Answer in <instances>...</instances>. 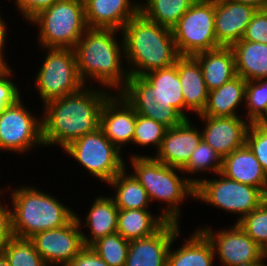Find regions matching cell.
<instances>
[{"instance_id": "6da1fadb", "label": "cell", "mask_w": 267, "mask_h": 266, "mask_svg": "<svg viewBox=\"0 0 267 266\" xmlns=\"http://www.w3.org/2000/svg\"><path fill=\"white\" fill-rule=\"evenodd\" d=\"M86 86L43 104L42 136L45 147L59 145L63 149L99 128L101 108L112 92L100 86L99 89L93 88V85Z\"/></svg>"}, {"instance_id": "7a4b0ae2", "label": "cell", "mask_w": 267, "mask_h": 266, "mask_svg": "<svg viewBox=\"0 0 267 266\" xmlns=\"http://www.w3.org/2000/svg\"><path fill=\"white\" fill-rule=\"evenodd\" d=\"M137 114L173 128L189 119L185 114L177 66L151 71L141 77L129 76L120 92Z\"/></svg>"}, {"instance_id": "3957f363", "label": "cell", "mask_w": 267, "mask_h": 266, "mask_svg": "<svg viewBox=\"0 0 267 266\" xmlns=\"http://www.w3.org/2000/svg\"><path fill=\"white\" fill-rule=\"evenodd\" d=\"M118 30L87 28L73 48L79 78L94 80L101 88L120 93L126 86L129 73L121 65L124 59L123 40L115 37ZM123 53V55H122ZM111 88V89H109ZM113 89V90H112Z\"/></svg>"}, {"instance_id": "277c9868", "label": "cell", "mask_w": 267, "mask_h": 266, "mask_svg": "<svg viewBox=\"0 0 267 266\" xmlns=\"http://www.w3.org/2000/svg\"><path fill=\"white\" fill-rule=\"evenodd\" d=\"M129 76H143L168 68L180 57L172 29L152 22L140 12L121 29Z\"/></svg>"}, {"instance_id": "5b68a950", "label": "cell", "mask_w": 267, "mask_h": 266, "mask_svg": "<svg viewBox=\"0 0 267 266\" xmlns=\"http://www.w3.org/2000/svg\"><path fill=\"white\" fill-rule=\"evenodd\" d=\"M130 158L132 174L146 190L150 202H165L167 207L160 215L168 222L180 223L179 205L186 197L195 199L197 179L180 177L177 173L182 172L180 168L166 165L153 156L133 154Z\"/></svg>"}, {"instance_id": "8992f818", "label": "cell", "mask_w": 267, "mask_h": 266, "mask_svg": "<svg viewBox=\"0 0 267 266\" xmlns=\"http://www.w3.org/2000/svg\"><path fill=\"white\" fill-rule=\"evenodd\" d=\"M10 195L13 236L30 239L36 233L63 227L75 217V212L57 197L35 186L11 189Z\"/></svg>"}, {"instance_id": "52a82bcc", "label": "cell", "mask_w": 267, "mask_h": 266, "mask_svg": "<svg viewBox=\"0 0 267 266\" xmlns=\"http://www.w3.org/2000/svg\"><path fill=\"white\" fill-rule=\"evenodd\" d=\"M29 22L39 26L38 43L42 49H73L87 29L84 1L58 0Z\"/></svg>"}, {"instance_id": "ba28073f", "label": "cell", "mask_w": 267, "mask_h": 266, "mask_svg": "<svg viewBox=\"0 0 267 266\" xmlns=\"http://www.w3.org/2000/svg\"><path fill=\"white\" fill-rule=\"evenodd\" d=\"M215 0H196L172 28L174 42L180 56L221 47L216 40Z\"/></svg>"}, {"instance_id": "9c48e42d", "label": "cell", "mask_w": 267, "mask_h": 266, "mask_svg": "<svg viewBox=\"0 0 267 266\" xmlns=\"http://www.w3.org/2000/svg\"><path fill=\"white\" fill-rule=\"evenodd\" d=\"M218 175V179H197L195 199L229 213L240 214L237 222L267 198L257 187L231 180L221 173Z\"/></svg>"}, {"instance_id": "30bf717a", "label": "cell", "mask_w": 267, "mask_h": 266, "mask_svg": "<svg viewBox=\"0 0 267 266\" xmlns=\"http://www.w3.org/2000/svg\"><path fill=\"white\" fill-rule=\"evenodd\" d=\"M62 151L69 154L91 175L109 183L125 167L121 151L98 128L68 144Z\"/></svg>"}, {"instance_id": "8fae6325", "label": "cell", "mask_w": 267, "mask_h": 266, "mask_svg": "<svg viewBox=\"0 0 267 266\" xmlns=\"http://www.w3.org/2000/svg\"><path fill=\"white\" fill-rule=\"evenodd\" d=\"M46 50L48 54L34 80L43 104L73 94L85 86L79 78L73 49Z\"/></svg>"}, {"instance_id": "7c38bea8", "label": "cell", "mask_w": 267, "mask_h": 266, "mask_svg": "<svg viewBox=\"0 0 267 266\" xmlns=\"http://www.w3.org/2000/svg\"><path fill=\"white\" fill-rule=\"evenodd\" d=\"M21 99L0 114V150L15 154L44 147L42 118L32 115Z\"/></svg>"}, {"instance_id": "4fadbf2b", "label": "cell", "mask_w": 267, "mask_h": 266, "mask_svg": "<svg viewBox=\"0 0 267 266\" xmlns=\"http://www.w3.org/2000/svg\"><path fill=\"white\" fill-rule=\"evenodd\" d=\"M80 219L75 213L65 226L36 233L30 238L48 266H65L85 247Z\"/></svg>"}, {"instance_id": "5bb4252c", "label": "cell", "mask_w": 267, "mask_h": 266, "mask_svg": "<svg viewBox=\"0 0 267 266\" xmlns=\"http://www.w3.org/2000/svg\"><path fill=\"white\" fill-rule=\"evenodd\" d=\"M230 227L217 232L208 226L198 228L212 243L223 266H249L264 258V250L237 223Z\"/></svg>"}, {"instance_id": "9a60e30c", "label": "cell", "mask_w": 267, "mask_h": 266, "mask_svg": "<svg viewBox=\"0 0 267 266\" xmlns=\"http://www.w3.org/2000/svg\"><path fill=\"white\" fill-rule=\"evenodd\" d=\"M137 113L119 93H112L100 111L99 128L121 151L126 143L133 142Z\"/></svg>"}, {"instance_id": "2e32d148", "label": "cell", "mask_w": 267, "mask_h": 266, "mask_svg": "<svg viewBox=\"0 0 267 266\" xmlns=\"http://www.w3.org/2000/svg\"><path fill=\"white\" fill-rule=\"evenodd\" d=\"M205 125L202 139L210 145L222 158L231 154L246 143V134L250 122L240 116L211 117L199 116Z\"/></svg>"}, {"instance_id": "e0dca14e", "label": "cell", "mask_w": 267, "mask_h": 266, "mask_svg": "<svg viewBox=\"0 0 267 266\" xmlns=\"http://www.w3.org/2000/svg\"><path fill=\"white\" fill-rule=\"evenodd\" d=\"M179 223L167 222L155 234L130 241L125 266H167L168 251Z\"/></svg>"}, {"instance_id": "ac0fdd59", "label": "cell", "mask_w": 267, "mask_h": 266, "mask_svg": "<svg viewBox=\"0 0 267 266\" xmlns=\"http://www.w3.org/2000/svg\"><path fill=\"white\" fill-rule=\"evenodd\" d=\"M192 125L191 120L186 119L178 126L167 128L161 146L153 157L166 165L182 169L202 140V132Z\"/></svg>"}, {"instance_id": "d6986e66", "label": "cell", "mask_w": 267, "mask_h": 266, "mask_svg": "<svg viewBox=\"0 0 267 266\" xmlns=\"http://www.w3.org/2000/svg\"><path fill=\"white\" fill-rule=\"evenodd\" d=\"M257 9L229 0H215L214 26L216 40L221 46L240 41Z\"/></svg>"}, {"instance_id": "ffe728a7", "label": "cell", "mask_w": 267, "mask_h": 266, "mask_svg": "<svg viewBox=\"0 0 267 266\" xmlns=\"http://www.w3.org/2000/svg\"><path fill=\"white\" fill-rule=\"evenodd\" d=\"M87 28L121 31L139 13V3L131 0H83Z\"/></svg>"}, {"instance_id": "44dd1931", "label": "cell", "mask_w": 267, "mask_h": 266, "mask_svg": "<svg viewBox=\"0 0 267 266\" xmlns=\"http://www.w3.org/2000/svg\"><path fill=\"white\" fill-rule=\"evenodd\" d=\"M220 173L231 180L257 187L267 196V174L246 144L223 157Z\"/></svg>"}, {"instance_id": "7402d4cb", "label": "cell", "mask_w": 267, "mask_h": 266, "mask_svg": "<svg viewBox=\"0 0 267 266\" xmlns=\"http://www.w3.org/2000/svg\"><path fill=\"white\" fill-rule=\"evenodd\" d=\"M175 65L186 111L191 110L197 115L202 114L207 105L209 91L199 62L193 56H180Z\"/></svg>"}, {"instance_id": "603a6c76", "label": "cell", "mask_w": 267, "mask_h": 266, "mask_svg": "<svg viewBox=\"0 0 267 266\" xmlns=\"http://www.w3.org/2000/svg\"><path fill=\"white\" fill-rule=\"evenodd\" d=\"M193 57L201 66L208 91L221 87L237 76L235 55L231 46L200 52Z\"/></svg>"}, {"instance_id": "cb8c5ba5", "label": "cell", "mask_w": 267, "mask_h": 266, "mask_svg": "<svg viewBox=\"0 0 267 266\" xmlns=\"http://www.w3.org/2000/svg\"><path fill=\"white\" fill-rule=\"evenodd\" d=\"M178 232L171 242L167 256V266H213L215 252L212 243L206 235L197 229L192 236L185 239L181 247L171 249L179 234Z\"/></svg>"}, {"instance_id": "d4e9b609", "label": "cell", "mask_w": 267, "mask_h": 266, "mask_svg": "<svg viewBox=\"0 0 267 266\" xmlns=\"http://www.w3.org/2000/svg\"><path fill=\"white\" fill-rule=\"evenodd\" d=\"M246 83L247 81L241 76H236L221 87L209 91L206 108L198 116H238L236 113L238 106L245 104Z\"/></svg>"}, {"instance_id": "484cf974", "label": "cell", "mask_w": 267, "mask_h": 266, "mask_svg": "<svg viewBox=\"0 0 267 266\" xmlns=\"http://www.w3.org/2000/svg\"><path fill=\"white\" fill-rule=\"evenodd\" d=\"M86 216L85 225L90 234L82 232L85 246H90L96 240L117 232L119 209L110 196H97Z\"/></svg>"}, {"instance_id": "4316f807", "label": "cell", "mask_w": 267, "mask_h": 266, "mask_svg": "<svg viewBox=\"0 0 267 266\" xmlns=\"http://www.w3.org/2000/svg\"><path fill=\"white\" fill-rule=\"evenodd\" d=\"M236 74L245 81L267 78V44L240 40L232 46Z\"/></svg>"}, {"instance_id": "83f0119b", "label": "cell", "mask_w": 267, "mask_h": 266, "mask_svg": "<svg viewBox=\"0 0 267 266\" xmlns=\"http://www.w3.org/2000/svg\"><path fill=\"white\" fill-rule=\"evenodd\" d=\"M167 222L163 216H154L148 209L119 210L117 232L132 241L155 234Z\"/></svg>"}, {"instance_id": "f1b7e54d", "label": "cell", "mask_w": 267, "mask_h": 266, "mask_svg": "<svg viewBox=\"0 0 267 266\" xmlns=\"http://www.w3.org/2000/svg\"><path fill=\"white\" fill-rule=\"evenodd\" d=\"M108 184L116 190L112 198L119 210L148 209L150 200L146 190L133 174H127L126 167Z\"/></svg>"}, {"instance_id": "f546056e", "label": "cell", "mask_w": 267, "mask_h": 266, "mask_svg": "<svg viewBox=\"0 0 267 266\" xmlns=\"http://www.w3.org/2000/svg\"><path fill=\"white\" fill-rule=\"evenodd\" d=\"M196 0H146L139 12L148 20L172 29Z\"/></svg>"}, {"instance_id": "4dcf8cb0", "label": "cell", "mask_w": 267, "mask_h": 266, "mask_svg": "<svg viewBox=\"0 0 267 266\" xmlns=\"http://www.w3.org/2000/svg\"><path fill=\"white\" fill-rule=\"evenodd\" d=\"M0 252L10 266H48L29 238L12 236Z\"/></svg>"}, {"instance_id": "1f68e13d", "label": "cell", "mask_w": 267, "mask_h": 266, "mask_svg": "<svg viewBox=\"0 0 267 266\" xmlns=\"http://www.w3.org/2000/svg\"><path fill=\"white\" fill-rule=\"evenodd\" d=\"M130 241L118 232L93 242L90 247L109 266H125Z\"/></svg>"}, {"instance_id": "d6a6232c", "label": "cell", "mask_w": 267, "mask_h": 266, "mask_svg": "<svg viewBox=\"0 0 267 266\" xmlns=\"http://www.w3.org/2000/svg\"><path fill=\"white\" fill-rule=\"evenodd\" d=\"M222 161V156L202 139L188 163L181 170L182 173L192 175L200 172L205 174L209 171L217 175L221 172Z\"/></svg>"}, {"instance_id": "836d02e7", "label": "cell", "mask_w": 267, "mask_h": 266, "mask_svg": "<svg viewBox=\"0 0 267 266\" xmlns=\"http://www.w3.org/2000/svg\"><path fill=\"white\" fill-rule=\"evenodd\" d=\"M236 223L259 247L267 248V198Z\"/></svg>"}, {"instance_id": "e575fe53", "label": "cell", "mask_w": 267, "mask_h": 266, "mask_svg": "<svg viewBox=\"0 0 267 266\" xmlns=\"http://www.w3.org/2000/svg\"><path fill=\"white\" fill-rule=\"evenodd\" d=\"M167 127L162 123L137 114L133 142L138 146H155L156 152L159 150Z\"/></svg>"}, {"instance_id": "d590c367", "label": "cell", "mask_w": 267, "mask_h": 266, "mask_svg": "<svg viewBox=\"0 0 267 266\" xmlns=\"http://www.w3.org/2000/svg\"><path fill=\"white\" fill-rule=\"evenodd\" d=\"M246 119L253 123L267 109V78L247 81L245 95Z\"/></svg>"}, {"instance_id": "8d00e7d4", "label": "cell", "mask_w": 267, "mask_h": 266, "mask_svg": "<svg viewBox=\"0 0 267 266\" xmlns=\"http://www.w3.org/2000/svg\"><path fill=\"white\" fill-rule=\"evenodd\" d=\"M267 174V133L250 123L246 134V143Z\"/></svg>"}, {"instance_id": "74e56055", "label": "cell", "mask_w": 267, "mask_h": 266, "mask_svg": "<svg viewBox=\"0 0 267 266\" xmlns=\"http://www.w3.org/2000/svg\"><path fill=\"white\" fill-rule=\"evenodd\" d=\"M242 40L267 44V8L258 9L253 14Z\"/></svg>"}, {"instance_id": "f35d334b", "label": "cell", "mask_w": 267, "mask_h": 266, "mask_svg": "<svg viewBox=\"0 0 267 266\" xmlns=\"http://www.w3.org/2000/svg\"><path fill=\"white\" fill-rule=\"evenodd\" d=\"M12 72L11 68L0 70V114L6 107L15 104L22 97L18 85L10 79Z\"/></svg>"}, {"instance_id": "ab89813d", "label": "cell", "mask_w": 267, "mask_h": 266, "mask_svg": "<svg viewBox=\"0 0 267 266\" xmlns=\"http://www.w3.org/2000/svg\"><path fill=\"white\" fill-rule=\"evenodd\" d=\"M58 0H14L19 12L27 21H30L40 11L51 7Z\"/></svg>"}, {"instance_id": "60d3db41", "label": "cell", "mask_w": 267, "mask_h": 266, "mask_svg": "<svg viewBox=\"0 0 267 266\" xmlns=\"http://www.w3.org/2000/svg\"><path fill=\"white\" fill-rule=\"evenodd\" d=\"M65 266H109L90 246H85Z\"/></svg>"}, {"instance_id": "b9f144b4", "label": "cell", "mask_w": 267, "mask_h": 266, "mask_svg": "<svg viewBox=\"0 0 267 266\" xmlns=\"http://www.w3.org/2000/svg\"><path fill=\"white\" fill-rule=\"evenodd\" d=\"M2 191L5 192L0 189V195H2ZM9 204L10 203L6 204V207L0 202V251L7 241L13 236L11 231V209Z\"/></svg>"}, {"instance_id": "7bdbcfd3", "label": "cell", "mask_w": 267, "mask_h": 266, "mask_svg": "<svg viewBox=\"0 0 267 266\" xmlns=\"http://www.w3.org/2000/svg\"><path fill=\"white\" fill-rule=\"evenodd\" d=\"M6 22L2 19V16L0 15V69H10L11 67L8 65V63L5 61V54L4 52V46L6 42V33H7V26Z\"/></svg>"}, {"instance_id": "ee69618b", "label": "cell", "mask_w": 267, "mask_h": 266, "mask_svg": "<svg viewBox=\"0 0 267 266\" xmlns=\"http://www.w3.org/2000/svg\"><path fill=\"white\" fill-rule=\"evenodd\" d=\"M233 2L244 3L258 9H266L267 8V0H229Z\"/></svg>"}, {"instance_id": "f6af8a7d", "label": "cell", "mask_w": 267, "mask_h": 266, "mask_svg": "<svg viewBox=\"0 0 267 266\" xmlns=\"http://www.w3.org/2000/svg\"><path fill=\"white\" fill-rule=\"evenodd\" d=\"M253 123L267 133V109Z\"/></svg>"}, {"instance_id": "bcb514c9", "label": "cell", "mask_w": 267, "mask_h": 266, "mask_svg": "<svg viewBox=\"0 0 267 266\" xmlns=\"http://www.w3.org/2000/svg\"><path fill=\"white\" fill-rule=\"evenodd\" d=\"M0 266H10L6 257L0 252Z\"/></svg>"}, {"instance_id": "7dc6e473", "label": "cell", "mask_w": 267, "mask_h": 266, "mask_svg": "<svg viewBox=\"0 0 267 266\" xmlns=\"http://www.w3.org/2000/svg\"><path fill=\"white\" fill-rule=\"evenodd\" d=\"M265 260H267L266 258H262L259 262L249 265V266H267V264H265ZM264 262V263H263Z\"/></svg>"}, {"instance_id": "c3c4849f", "label": "cell", "mask_w": 267, "mask_h": 266, "mask_svg": "<svg viewBox=\"0 0 267 266\" xmlns=\"http://www.w3.org/2000/svg\"><path fill=\"white\" fill-rule=\"evenodd\" d=\"M264 258H267V248L264 250Z\"/></svg>"}]
</instances>
